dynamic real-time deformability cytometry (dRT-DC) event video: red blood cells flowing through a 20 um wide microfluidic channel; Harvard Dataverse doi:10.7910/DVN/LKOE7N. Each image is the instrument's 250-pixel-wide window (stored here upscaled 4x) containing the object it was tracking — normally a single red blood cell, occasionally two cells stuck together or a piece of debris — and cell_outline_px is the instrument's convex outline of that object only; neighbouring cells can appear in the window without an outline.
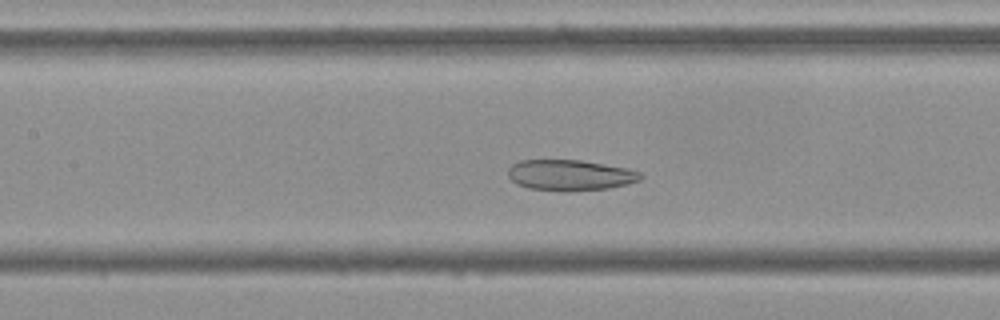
{"species": "Egyptian fruit bat (a non-hibernating species)", "species_latin": "Rousettus aegyptiacus", "temperature_condition": "cold", "stored_images_in_passage": 46, "camera_frame_rate_fps": 3000, "um_per_image_px": 0.085, "frame": {"image": 1, "passage_image": 16, "time_ms": 5.0, "image_size_px": [1000, 320], "cell_outline_px": [[644, 176], [640, 180], [628, 184], [608, 188], [564, 192], [528, 188], [516, 184], [508, 176], [508, 168], [512, 164], [520, 160], [580, 160], [628, 168], [640, 172]], "centroid_in_image_um": [48.45, 14.89], "position_along_channel_um": 158.9, "area_um2": 23.99}}
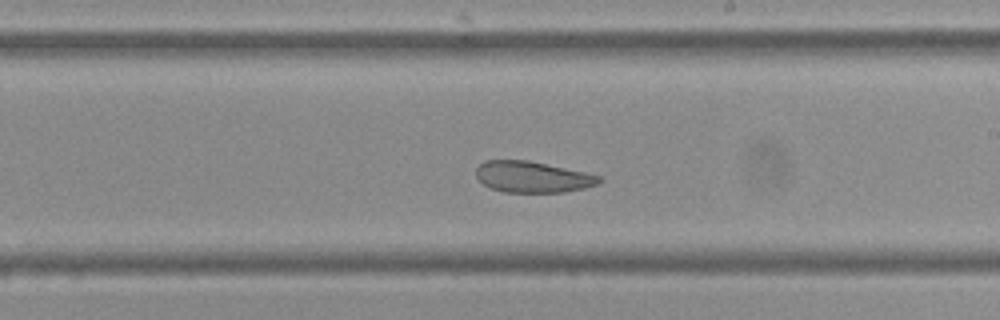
{"frame": {"image": 2, "passage_image": 23, "time_ms": 7.333, "image_size_px": [1000, 320], "cell_outline_px": [[604, 180], [596, 184], [584, 188], [564, 192], [504, 192], [492, 188], [484, 184], [476, 176], [476, 168], [484, 160], [528, 160], [584, 172], [600, 176]], "centroid_in_image_um": [45.25, 15.03], "position_along_channel_um": 243.7, "area_um2": 22.2}}
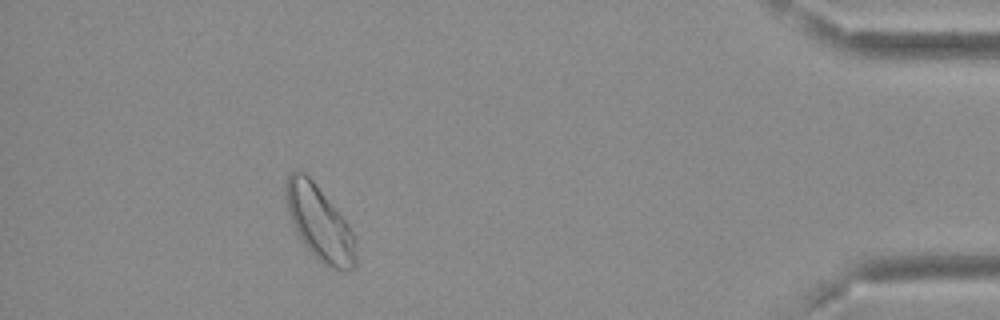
{"frame": {"image": 3, "passage_image": 41, "time_ms": 13.333, "image_size_px": [1000, 320], "cell_outline_px": [[356, 268], [344, 272], [340, 272], [324, 264], [308, 248], [300, 236], [288, 212], [284, 196], [284, 192], [288, 176], [296, 168], [304, 172], [312, 180], [348, 224], [352, 232], [356, 244]], "centroid_in_image_um": [27.18, 18.97], "position_along_channel_um": 408.0, "area_um2": 29.88}, "authors_computed_cell_mechanics": {"area_um2": 25.9811, "velocity_mm_per_s": 3.6487, "shape_relaxation_time_tau1_ms": null, "shape_relaxation_time_tau2_ms": 2.6889, "deformation_change_tau1": null, "deformation_change_tau2": 0.0827}}